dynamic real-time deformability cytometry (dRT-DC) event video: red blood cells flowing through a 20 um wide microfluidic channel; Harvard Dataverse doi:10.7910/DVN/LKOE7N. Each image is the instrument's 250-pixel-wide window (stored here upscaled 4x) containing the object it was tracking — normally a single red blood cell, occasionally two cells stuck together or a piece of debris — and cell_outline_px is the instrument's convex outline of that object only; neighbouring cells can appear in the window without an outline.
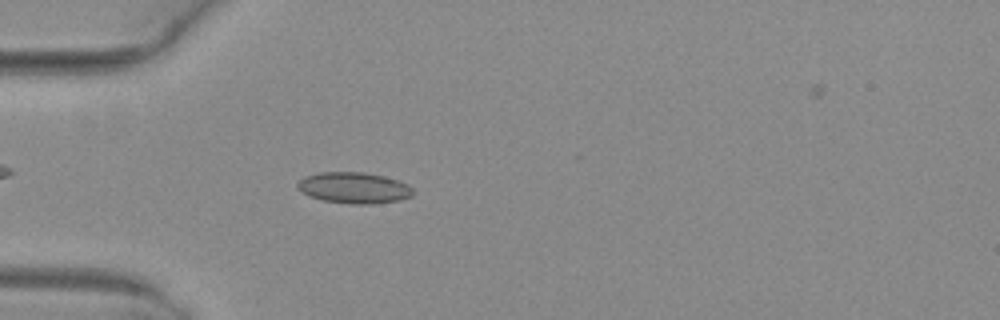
{"species": "common noctule bat (a hibernating species)", "species_latin": "Nyctalus noctula", "temperature_condition": "warm", "stored_images_in_passage": 5, "camera_frame_rate_fps": 3000, "um_per_image_px": 0.085, "animal": {"sex": "female", "body_mass_g": 29.2, "forearm_length_mm": 56.3}, "frame": {"image": 1, "passage_image": 4, "time_ms": 1.0, "image_size_px": [1000, 320], "cell_outline_px": [[412, 196], [400, 200], [372, 204], [348, 204], [320, 200], [308, 196], [296, 188], [296, 184], [304, 176], [320, 172], [364, 172], [384, 176], [408, 184], [412, 188]], "centroid_in_image_um": [30.05, 15.97], "position_along_channel_um": 55.0, "area_um2": 21.15}}